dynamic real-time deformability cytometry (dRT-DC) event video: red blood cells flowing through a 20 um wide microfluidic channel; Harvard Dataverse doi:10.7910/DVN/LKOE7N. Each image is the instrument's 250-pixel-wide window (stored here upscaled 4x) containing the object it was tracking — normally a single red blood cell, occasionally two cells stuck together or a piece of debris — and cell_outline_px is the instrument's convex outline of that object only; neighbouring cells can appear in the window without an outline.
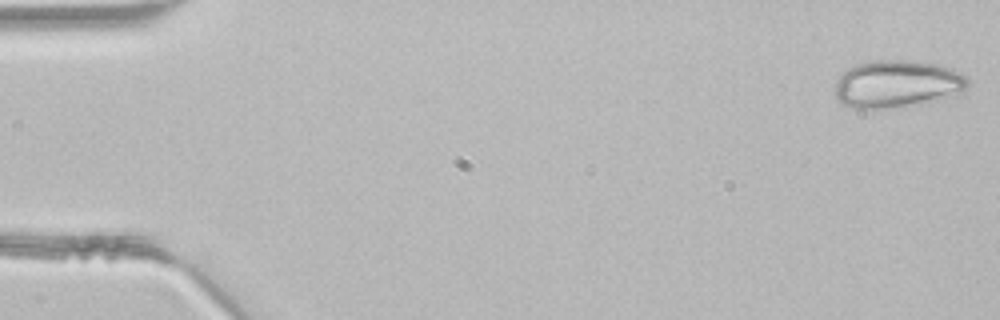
{"species": "common noctule bat (a hibernating species)", "species_latin": "Nyctalus noctula", "temperature_condition": "room temperature", "stored_images_in_passage": 45, "segment_of_instrument_passage": [1, 2], "camera_frame_rate_fps": 3000, "um_per_image_px": 0.085, "animal": {"sex": "male", "body_mass_g": 21.5, "forearm_length_mm": 52.0}, "frame": {"image": 1, "passage_image": 1, "time_ms": 0.0, "image_size_px": [1000, 320], "cell_outline_px": [[968, 88], [960, 92], [908, 104], [888, 108], [852, 108], [836, 100], [836, 80], [848, 68], [856, 64], [872, 60], [912, 60], [940, 64], [952, 68], [968, 76]], "centroid_in_image_um": [76.22, 7.08], "position_along_channel_um": 8.8, "area_um2": 36.13}}
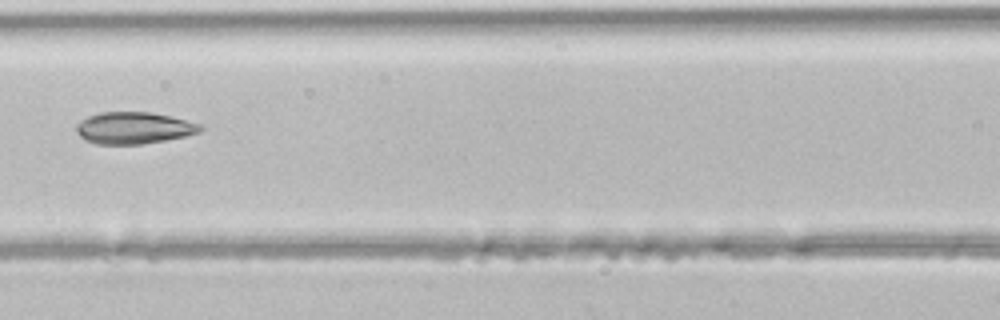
{"frame": {"image": 2, "passage_image": 20, "time_ms": 6.333, "image_size_px": [1000, 320], "cell_outline_px": [[204, 128], [200, 132], [184, 136], [144, 144], [96, 144], [84, 140], [76, 132], [76, 124], [80, 120], [88, 116], [100, 112], [152, 112], [172, 116], [200, 124]], "centroid_in_image_um": [11.35, 10.87], "position_along_channel_um": 155.2, "area_um2": 23.12}}
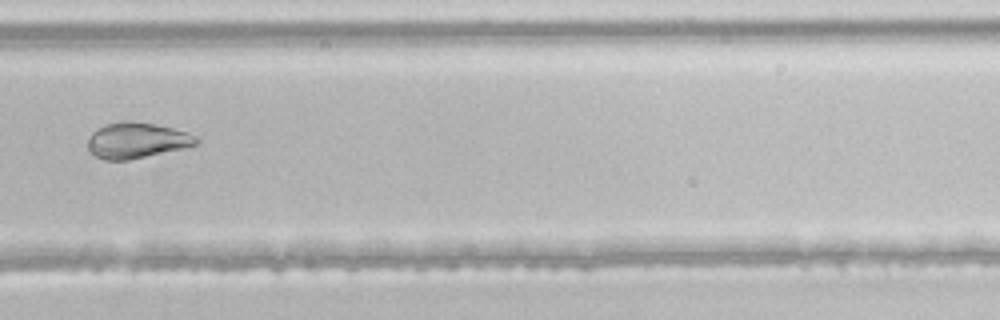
{"frame": {"image": 3, "passage_image": 31, "time_ms": 10.0, "image_size_px": [1000, 320], "cell_outline_px": [[200, 144], [128, 160], [104, 160], [88, 152], [88, 140], [92, 132], [96, 128], [104, 124], [120, 120], [132, 120], [172, 128], [188, 132], [196, 136], [200, 140]], "centroid_in_image_um": [11.59, 11.92], "position_along_channel_um": 318.2, "area_um2": 22.77}}